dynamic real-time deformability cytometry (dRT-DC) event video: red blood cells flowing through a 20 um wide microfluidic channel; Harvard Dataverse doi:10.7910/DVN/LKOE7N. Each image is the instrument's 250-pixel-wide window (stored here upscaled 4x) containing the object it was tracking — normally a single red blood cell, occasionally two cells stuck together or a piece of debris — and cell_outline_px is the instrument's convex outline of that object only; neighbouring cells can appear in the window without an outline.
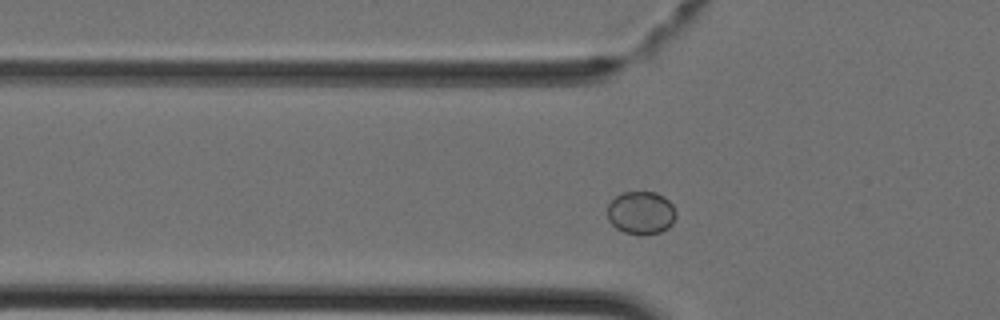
{"species": "Egyptian fruit bat (a non-hibernating species)", "species_latin": "Rousettus aegyptiacus", "temperature_condition": "cold", "stored_images_in_passage": 35, "camera_frame_rate_fps": 3000, "um_per_image_px": 0.085, "animal": {"sex": "female"}, "frame": {"image": 1, "passage_image": 9, "time_ms": 2.667, "image_size_px": [1000, 320], "cell_outline_px": [[676, 216], [672, 224], [668, 228], [660, 232], [624, 232], [616, 228], [608, 220], [608, 204], [620, 192], [656, 192], [664, 196], [672, 204], [676, 212]], "centroid_in_image_um": [54.49, 18.04], "position_along_channel_um": 71.3, "area_um2": 16.88}}
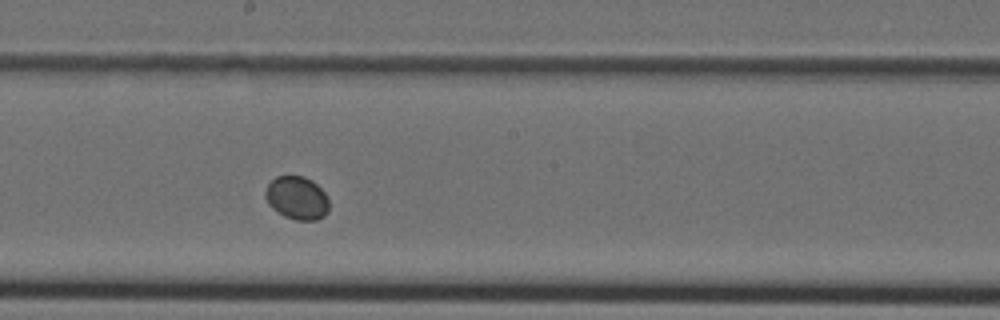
{"frame": {"image": 2, "passage_image": 19, "time_ms": 6.0, "image_size_px": [1000, 320], "cell_outline_px": [[328, 212], [324, 216], [316, 220], [296, 220], [284, 216], [276, 212], [268, 204], [264, 196], [264, 192], [268, 184], [276, 176], [304, 176], [312, 180], [324, 192], [328, 200]], "centroid_in_image_um": [25.22, 16.83], "position_along_channel_um": 223.0, "area_um2": 16.13}}
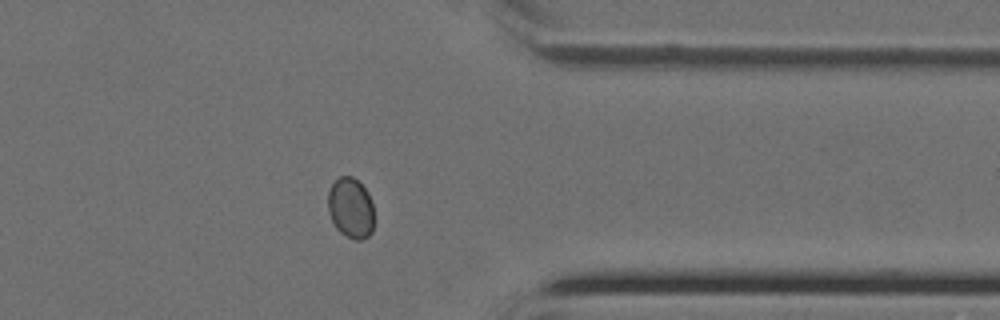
{"frame": {"image": 3, "passage_image": 30, "time_ms": 9.667, "image_size_px": [1000, 320], "cell_outline_px": [[372, 232], [368, 236], [360, 240], [352, 240], [340, 232], [336, 228], [332, 220], [328, 208], [328, 192], [332, 184], [340, 176], [352, 176], [368, 192], [372, 200]], "centroid_in_image_um": [29.8, 17.69], "position_along_channel_um": 381.6, "area_um2": 16.13}}